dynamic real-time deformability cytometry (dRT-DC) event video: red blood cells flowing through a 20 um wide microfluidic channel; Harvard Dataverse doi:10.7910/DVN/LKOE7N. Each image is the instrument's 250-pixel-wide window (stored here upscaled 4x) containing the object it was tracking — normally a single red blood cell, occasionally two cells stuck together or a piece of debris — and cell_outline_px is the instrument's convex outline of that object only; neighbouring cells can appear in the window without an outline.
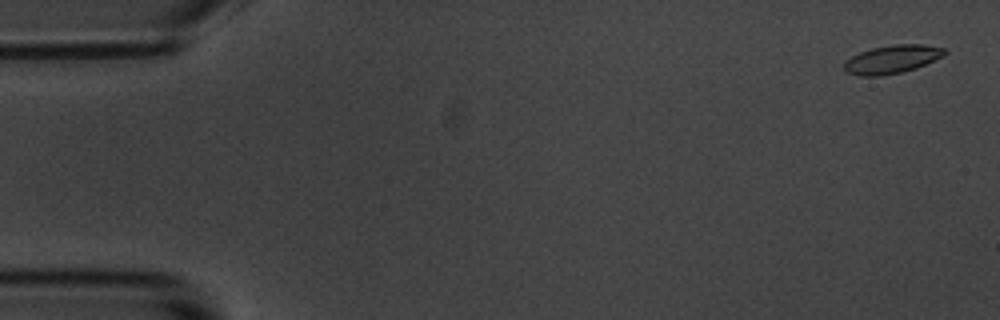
{"species": "common noctule bat (a hibernating species)", "species_latin": "Nyctalus noctula", "temperature_condition": "room temperature", "stored_images_in_passage": 6, "camera_frame_rate_fps": 3000, "um_per_image_px": 0.085, "animal": {"sex": "male", "body_mass_g": 20.1, "forearm_length_mm": 53.5}, "frame": {"image": 1, "passage_image": 1, "time_ms": 0.0, "image_size_px": [1000, 320], "cell_outline_px": [[948, 52], [944, 56], [916, 68], [900, 72], [880, 76], [860, 76], [848, 72], [844, 68], [844, 60], [860, 52], [872, 48], [892, 44], [924, 44], [944, 48]], "centroid_in_image_um": [75.84, 5.03], "position_along_channel_um": 9.2, "area_um2": 16.59}}
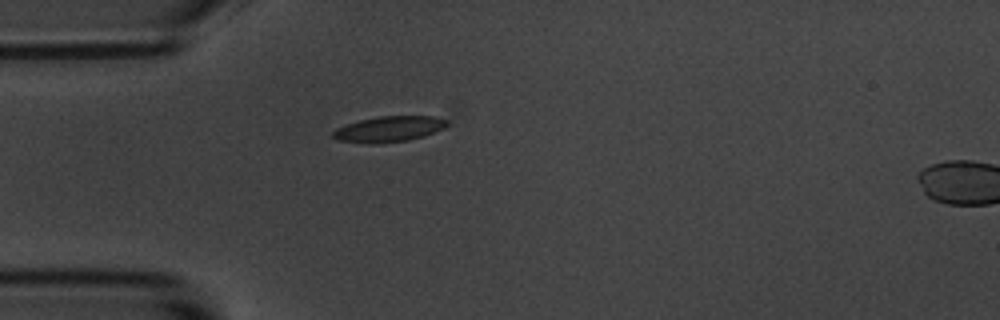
{"frame": {"image": 2, "passage_image": 5, "time_ms": 4.667, "image_size_px": [1000, 320], "cell_outline_px": [[448, 124], [444, 128], [424, 136], [408, 140], [376, 144], [372, 144], [340, 140], [332, 136], [332, 132], [336, 128], [360, 120], [376, 116], [436, 116], [448, 120]], "centroid_in_image_um": [33.09, 10.96], "position_along_channel_um": 51.9, "area_um2": 17.05}}